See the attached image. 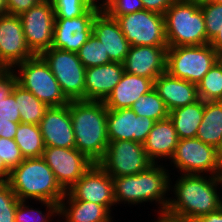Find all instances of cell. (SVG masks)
<instances>
[{"label":"cell","instance_id":"6da1fadb","mask_svg":"<svg viewBox=\"0 0 222 222\" xmlns=\"http://www.w3.org/2000/svg\"><path fill=\"white\" fill-rule=\"evenodd\" d=\"M174 176L170 178L169 203L162 216L163 219L171 222H193L222 207L220 192L222 176L204 174H174ZM172 179L173 181L176 179L175 183Z\"/></svg>","mask_w":222,"mask_h":222},{"label":"cell","instance_id":"7a4b0ae2","mask_svg":"<svg viewBox=\"0 0 222 222\" xmlns=\"http://www.w3.org/2000/svg\"><path fill=\"white\" fill-rule=\"evenodd\" d=\"M166 164L153 163L146 170L135 175L114 177V199L117 205H136L157 206L153 216L162 218L169 203V190L171 172ZM122 204V205H121Z\"/></svg>","mask_w":222,"mask_h":222},{"label":"cell","instance_id":"3957f363","mask_svg":"<svg viewBox=\"0 0 222 222\" xmlns=\"http://www.w3.org/2000/svg\"><path fill=\"white\" fill-rule=\"evenodd\" d=\"M75 148L92 162L98 163L109 143L107 134L108 109L103 101L74 100L69 102Z\"/></svg>","mask_w":222,"mask_h":222},{"label":"cell","instance_id":"277c9868","mask_svg":"<svg viewBox=\"0 0 222 222\" xmlns=\"http://www.w3.org/2000/svg\"><path fill=\"white\" fill-rule=\"evenodd\" d=\"M8 183L21 201L60 203L66 191L42 157L25 158L10 173Z\"/></svg>","mask_w":222,"mask_h":222},{"label":"cell","instance_id":"5b68a950","mask_svg":"<svg viewBox=\"0 0 222 222\" xmlns=\"http://www.w3.org/2000/svg\"><path fill=\"white\" fill-rule=\"evenodd\" d=\"M168 47L208 44L204 16L199 5L176 0L165 12Z\"/></svg>","mask_w":222,"mask_h":222},{"label":"cell","instance_id":"8992f818","mask_svg":"<svg viewBox=\"0 0 222 222\" xmlns=\"http://www.w3.org/2000/svg\"><path fill=\"white\" fill-rule=\"evenodd\" d=\"M219 59L220 56L209 43L168 47L166 72L172 77L197 85Z\"/></svg>","mask_w":222,"mask_h":222},{"label":"cell","instance_id":"52a82bcc","mask_svg":"<svg viewBox=\"0 0 222 222\" xmlns=\"http://www.w3.org/2000/svg\"><path fill=\"white\" fill-rule=\"evenodd\" d=\"M13 70L17 83L48 107L69 104L49 65L40 55L17 64Z\"/></svg>","mask_w":222,"mask_h":222},{"label":"cell","instance_id":"ba28073f","mask_svg":"<svg viewBox=\"0 0 222 222\" xmlns=\"http://www.w3.org/2000/svg\"><path fill=\"white\" fill-rule=\"evenodd\" d=\"M168 163L167 167L175 169L171 175L177 172V174L222 176L217 149L197 137L179 140L174 155Z\"/></svg>","mask_w":222,"mask_h":222},{"label":"cell","instance_id":"9c48e42d","mask_svg":"<svg viewBox=\"0 0 222 222\" xmlns=\"http://www.w3.org/2000/svg\"><path fill=\"white\" fill-rule=\"evenodd\" d=\"M40 56L49 65L65 97L69 101L84 100L86 68L78 54L51 47Z\"/></svg>","mask_w":222,"mask_h":222},{"label":"cell","instance_id":"30bf717a","mask_svg":"<svg viewBox=\"0 0 222 222\" xmlns=\"http://www.w3.org/2000/svg\"><path fill=\"white\" fill-rule=\"evenodd\" d=\"M98 164L114 178L140 173L153 162L148 158L144 144L115 140L108 143L106 153Z\"/></svg>","mask_w":222,"mask_h":222},{"label":"cell","instance_id":"8fae6325","mask_svg":"<svg viewBox=\"0 0 222 222\" xmlns=\"http://www.w3.org/2000/svg\"><path fill=\"white\" fill-rule=\"evenodd\" d=\"M116 20L130 46H168L163 14L143 9Z\"/></svg>","mask_w":222,"mask_h":222},{"label":"cell","instance_id":"7c38bea8","mask_svg":"<svg viewBox=\"0 0 222 222\" xmlns=\"http://www.w3.org/2000/svg\"><path fill=\"white\" fill-rule=\"evenodd\" d=\"M62 200H83L96 203L105 206L113 214L116 207L113 178L98 163H94L66 191Z\"/></svg>","mask_w":222,"mask_h":222},{"label":"cell","instance_id":"4fadbf2b","mask_svg":"<svg viewBox=\"0 0 222 222\" xmlns=\"http://www.w3.org/2000/svg\"><path fill=\"white\" fill-rule=\"evenodd\" d=\"M27 46L41 55L53 45L55 13L51 1H41L19 15Z\"/></svg>","mask_w":222,"mask_h":222},{"label":"cell","instance_id":"5bb4252c","mask_svg":"<svg viewBox=\"0 0 222 222\" xmlns=\"http://www.w3.org/2000/svg\"><path fill=\"white\" fill-rule=\"evenodd\" d=\"M42 158L65 191L71 188L94 164L76 148L45 147Z\"/></svg>","mask_w":222,"mask_h":222},{"label":"cell","instance_id":"9a60e30c","mask_svg":"<svg viewBox=\"0 0 222 222\" xmlns=\"http://www.w3.org/2000/svg\"><path fill=\"white\" fill-rule=\"evenodd\" d=\"M100 10L90 7L80 17L55 18L52 48L77 53L93 33V21Z\"/></svg>","mask_w":222,"mask_h":222},{"label":"cell","instance_id":"2e32d148","mask_svg":"<svg viewBox=\"0 0 222 222\" xmlns=\"http://www.w3.org/2000/svg\"><path fill=\"white\" fill-rule=\"evenodd\" d=\"M155 120L137 115L131 108L108 109L107 134L109 142L129 140L144 144Z\"/></svg>","mask_w":222,"mask_h":222},{"label":"cell","instance_id":"e0dca14e","mask_svg":"<svg viewBox=\"0 0 222 222\" xmlns=\"http://www.w3.org/2000/svg\"><path fill=\"white\" fill-rule=\"evenodd\" d=\"M35 55L27 46L21 19L17 15L0 16V60L13 69L17 64Z\"/></svg>","mask_w":222,"mask_h":222},{"label":"cell","instance_id":"ac0fdd59","mask_svg":"<svg viewBox=\"0 0 222 222\" xmlns=\"http://www.w3.org/2000/svg\"><path fill=\"white\" fill-rule=\"evenodd\" d=\"M39 127L45 147L75 148L69 104L48 107Z\"/></svg>","mask_w":222,"mask_h":222},{"label":"cell","instance_id":"d6986e66","mask_svg":"<svg viewBox=\"0 0 222 222\" xmlns=\"http://www.w3.org/2000/svg\"><path fill=\"white\" fill-rule=\"evenodd\" d=\"M168 46H130L123 62L124 71L152 79L166 72Z\"/></svg>","mask_w":222,"mask_h":222},{"label":"cell","instance_id":"ffe728a7","mask_svg":"<svg viewBox=\"0 0 222 222\" xmlns=\"http://www.w3.org/2000/svg\"><path fill=\"white\" fill-rule=\"evenodd\" d=\"M93 34L102 42L111 62H124L130 49L118 21L105 11H100L93 21Z\"/></svg>","mask_w":222,"mask_h":222},{"label":"cell","instance_id":"44dd1931","mask_svg":"<svg viewBox=\"0 0 222 222\" xmlns=\"http://www.w3.org/2000/svg\"><path fill=\"white\" fill-rule=\"evenodd\" d=\"M122 63L86 68L84 100L104 101L124 74Z\"/></svg>","mask_w":222,"mask_h":222},{"label":"cell","instance_id":"7402d4cb","mask_svg":"<svg viewBox=\"0 0 222 222\" xmlns=\"http://www.w3.org/2000/svg\"><path fill=\"white\" fill-rule=\"evenodd\" d=\"M154 89L170 111L198 101L197 85L170 76L167 72L154 80Z\"/></svg>","mask_w":222,"mask_h":222},{"label":"cell","instance_id":"603a6c76","mask_svg":"<svg viewBox=\"0 0 222 222\" xmlns=\"http://www.w3.org/2000/svg\"><path fill=\"white\" fill-rule=\"evenodd\" d=\"M179 142L177 132L170 118L156 121L149 132L144 149L153 163L166 164L173 157L176 145ZM161 161V162H160Z\"/></svg>","mask_w":222,"mask_h":222},{"label":"cell","instance_id":"cb8c5ba5","mask_svg":"<svg viewBox=\"0 0 222 222\" xmlns=\"http://www.w3.org/2000/svg\"><path fill=\"white\" fill-rule=\"evenodd\" d=\"M153 88L152 79L124 72L121 80L103 102L107 109L130 108L140 96Z\"/></svg>","mask_w":222,"mask_h":222},{"label":"cell","instance_id":"d4e9b609","mask_svg":"<svg viewBox=\"0 0 222 222\" xmlns=\"http://www.w3.org/2000/svg\"><path fill=\"white\" fill-rule=\"evenodd\" d=\"M114 216L105 206L96 203L61 200L57 222H114Z\"/></svg>","mask_w":222,"mask_h":222},{"label":"cell","instance_id":"484cf974","mask_svg":"<svg viewBox=\"0 0 222 222\" xmlns=\"http://www.w3.org/2000/svg\"><path fill=\"white\" fill-rule=\"evenodd\" d=\"M204 114V101L199 99L192 104L176 108L169 113L179 140L196 137Z\"/></svg>","mask_w":222,"mask_h":222},{"label":"cell","instance_id":"4316f807","mask_svg":"<svg viewBox=\"0 0 222 222\" xmlns=\"http://www.w3.org/2000/svg\"><path fill=\"white\" fill-rule=\"evenodd\" d=\"M196 137L217 149L222 138V101H204V114Z\"/></svg>","mask_w":222,"mask_h":222},{"label":"cell","instance_id":"83f0119b","mask_svg":"<svg viewBox=\"0 0 222 222\" xmlns=\"http://www.w3.org/2000/svg\"><path fill=\"white\" fill-rule=\"evenodd\" d=\"M21 123L39 125L48 106L18 83L13 87Z\"/></svg>","mask_w":222,"mask_h":222},{"label":"cell","instance_id":"f1b7e54d","mask_svg":"<svg viewBox=\"0 0 222 222\" xmlns=\"http://www.w3.org/2000/svg\"><path fill=\"white\" fill-rule=\"evenodd\" d=\"M14 141L25 158L42 157L45 145L39 125L19 123Z\"/></svg>","mask_w":222,"mask_h":222},{"label":"cell","instance_id":"f546056e","mask_svg":"<svg viewBox=\"0 0 222 222\" xmlns=\"http://www.w3.org/2000/svg\"><path fill=\"white\" fill-rule=\"evenodd\" d=\"M42 208H34V201H19L15 211V222H55L59 218V204L49 201H39ZM33 204V205H30ZM55 219V220H54Z\"/></svg>","mask_w":222,"mask_h":222},{"label":"cell","instance_id":"4dcf8cb0","mask_svg":"<svg viewBox=\"0 0 222 222\" xmlns=\"http://www.w3.org/2000/svg\"><path fill=\"white\" fill-rule=\"evenodd\" d=\"M137 115L148 117L155 121H161L169 117V110L165 103L153 88L130 107Z\"/></svg>","mask_w":222,"mask_h":222},{"label":"cell","instance_id":"1f68e13d","mask_svg":"<svg viewBox=\"0 0 222 222\" xmlns=\"http://www.w3.org/2000/svg\"><path fill=\"white\" fill-rule=\"evenodd\" d=\"M199 98L205 102L222 101V57L197 84Z\"/></svg>","mask_w":222,"mask_h":222},{"label":"cell","instance_id":"d6a6232c","mask_svg":"<svg viewBox=\"0 0 222 222\" xmlns=\"http://www.w3.org/2000/svg\"><path fill=\"white\" fill-rule=\"evenodd\" d=\"M77 54L85 68L111 63L109 55L107 51H105L102 42H100L93 33L81 46Z\"/></svg>","mask_w":222,"mask_h":222},{"label":"cell","instance_id":"836d02e7","mask_svg":"<svg viewBox=\"0 0 222 222\" xmlns=\"http://www.w3.org/2000/svg\"><path fill=\"white\" fill-rule=\"evenodd\" d=\"M55 18H67L80 17L91 6L88 0H51Z\"/></svg>","mask_w":222,"mask_h":222},{"label":"cell","instance_id":"e575fe53","mask_svg":"<svg viewBox=\"0 0 222 222\" xmlns=\"http://www.w3.org/2000/svg\"><path fill=\"white\" fill-rule=\"evenodd\" d=\"M20 200L8 182H0V222H15V211Z\"/></svg>","mask_w":222,"mask_h":222},{"label":"cell","instance_id":"d590c367","mask_svg":"<svg viewBox=\"0 0 222 222\" xmlns=\"http://www.w3.org/2000/svg\"><path fill=\"white\" fill-rule=\"evenodd\" d=\"M207 40L210 42L222 26V4L211 2L202 4Z\"/></svg>","mask_w":222,"mask_h":222},{"label":"cell","instance_id":"8d00e7d4","mask_svg":"<svg viewBox=\"0 0 222 222\" xmlns=\"http://www.w3.org/2000/svg\"><path fill=\"white\" fill-rule=\"evenodd\" d=\"M0 157L10 170L17 167L24 160L14 139L2 137H0Z\"/></svg>","mask_w":222,"mask_h":222},{"label":"cell","instance_id":"74e56055","mask_svg":"<svg viewBox=\"0 0 222 222\" xmlns=\"http://www.w3.org/2000/svg\"><path fill=\"white\" fill-rule=\"evenodd\" d=\"M144 6L141 0H114L105 12L114 19L119 16L134 13L143 10Z\"/></svg>","mask_w":222,"mask_h":222},{"label":"cell","instance_id":"f35d334b","mask_svg":"<svg viewBox=\"0 0 222 222\" xmlns=\"http://www.w3.org/2000/svg\"><path fill=\"white\" fill-rule=\"evenodd\" d=\"M0 118L12 119V122H21L17 102L13 93L0 100Z\"/></svg>","mask_w":222,"mask_h":222},{"label":"cell","instance_id":"ab89813d","mask_svg":"<svg viewBox=\"0 0 222 222\" xmlns=\"http://www.w3.org/2000/svg\"><path fill=\"white\" fill-rule=\"evenodd\" d=\"M16 83L17 75L13 69L0 71V100L5 99L12 93Z\"/></svg>","mask_w":222,"mask_h":222},{"label":"cell","instance_id":"60d3db41","mask_svg":"<svg viewBox=\"0 0 222 222\" xmlns=\"http://www.w3.org/2000/svg\"><path fill=\"white\" fill-rule=\"evenodd\" d=\"M41 1L43 0H6L7 13L19 16Z\"/></svg>","mask_w":222,"mask_h":222},{"label":"cell","instance_id":"b9f144b4","mask_svg":"<svg viewBox=\"0 0 222 222\" xmlns=\"http://www.w3.org/2000/svg\"><path fill=\"white\" fill-rule=\"evenodd\" d=\"M145 10L165 14L166 10L176 1V0H141Z\"/></svg>","mask_w":222,"mask_h":222},{"label":"cell","instance_id":"7bdbcfd3","mask_svg":"<svg viewBox=\"0 0 222 222\" xmlns=\"http://www.w3.org/2000/svg\"><path fill=\"white\" fill-rule=\"evenodd\" d=\"M19 123L21 122L0 118V137L14 139Z\"/></svg>","mask_w":222,"mask_h":222},{"label":"cell","instance_id":"ee69618b","mask_svg":"<svg viewBox=\"0 0 222 222\" xmlns=\"http://www.w3.org/2000/svg\"><path fill=\"white\" fill-rule=\"evenodd\" d=\"M193 222H222V207L218 210L210 212L205 216H201Z\"/></svg>","mask_w":222,"mask_h":222},{"label":"cell","instance_id":"f6af8a7d","mask_svg":"<svg viewBox=\"0 0 222 222\" xmlns=\"http://www.w3.org/2000/svg\"><path fill=\"white\" fill-rule=\"evenodd\" d=\"M215 52L222 57V26L216 36L209 42Z\"/></svg>","mask_w":222,"mask_h":222},{"label":"cell","instance_id":"bcb514c9","mask_svg":"<svg viewBox=\"0 0 222 222\" xmlns=\"http://www.w3.org/2000/svg\"><path fill=\"white\" fill-rule=\"evenodd\" d=\"M114 0H88L89 5L100 11H105Z\"/></svg>","mask_w":222,"mask_h":222},{"label":"cell","instance_id":"7dc6e473","mask_svg":"<svg viewBox=\"0 0 222 222\" xmlns=\"http://www.w3.org/2000/svg\"><path fill=\"white\" fill-rule=\"evenodd\" d=\"M11 170L0 157V182H8Z\"/></svg>","mask_w":222,"mask_h":222},{"label":"cell","instance_id":"c3c4849f","mask_svg":"<svg viewBox=\"0 0 222 222\" xmlns=\"http://www.w3.org/2000/svg\"><path fill=\"white\" fill-rule=\"evenodd\" d=\"M217 157H218L219 164L222 168V138H221L219 146L217 147Z\"/></svg>","mask_w":222,"mask_h":222},{"label":"cell","instance_id":"681fc988","mask_svg":"<svg viewBox=\"0 0 222 222\" xmlns=\"http://www.w3.org/2000/svg\"><path fill=\"white\" fill-rule=\"evenodd\" d=\"M7 13L6 0H0V16Z\"/></svg>","mask_w":222,"mask_h":222},{"label":"cell","instance_id":"f907efd6","mask_svg":"<svg viewBox=\"0 0 222 222\" xmlns=\"http://www.w3.org/2000/svg\"><path fill=\"white\" fill-rule=\"evenodd\" d=\"M185 1L191 2V3L199 5V6H201L202 4H205V3L213 2V0H185Z\"/></svg>","mask_w":222,"mask_h":222},{"label":"cell","instance_id":"816d5d0a","mask_svg":"<svg viewBox=\"0 0 222 222\" xmlns=\"http://www.w3.org/2000/svg\"><path fill=\"white\" fill-rule=\"evenodd\" d=\"M152 222H171V221H168V220H165L163 218H157L156 217L152 220Z\"/></svg>","mask_w":222,"mask_h":222},{"label":"cell","instance_id":"f5cc1de1","mask_svg":"<svg viewBox=\"0 0 222 222\" xmlns=\"http://www.w3.org/2000/svg\"><path fill=\"white\" fill-rule=\"evenodd\" d=\"M9 69L1 60H0V71Z\"/></svg>","mask_w":222,"mask_h":222},{"label":"cell","instance_id":"db71d44e","mask_svg":"<svg viewBox=\"0 0 222 222\" xmlns=\"http://www.w3.org/2000/svg\"><path fill=\"white\" fill-rule=\"evenodd\" d=\"M213 2L222 4V0H213Z\"/></svg>","mask_w":222,"mask_h":222}]
</instances>
